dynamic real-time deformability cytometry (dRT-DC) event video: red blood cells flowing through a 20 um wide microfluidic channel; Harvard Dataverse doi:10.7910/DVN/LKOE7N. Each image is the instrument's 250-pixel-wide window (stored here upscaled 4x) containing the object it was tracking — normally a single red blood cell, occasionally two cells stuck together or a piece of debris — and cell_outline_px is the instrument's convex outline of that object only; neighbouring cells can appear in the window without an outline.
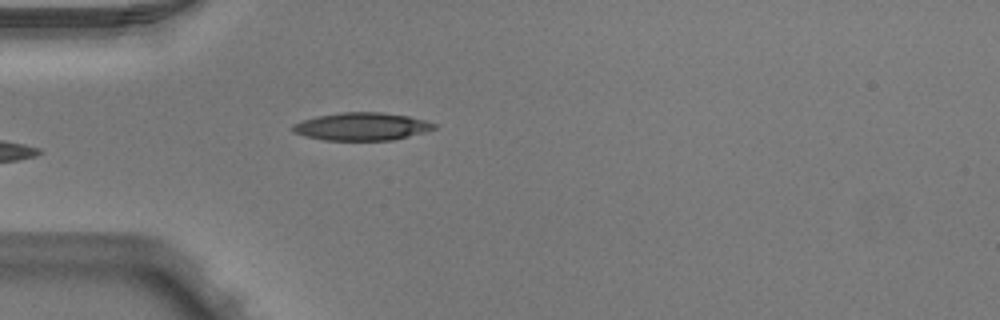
{"species": "Egyptian fruit bat (a non-hibernating species)", "species_latin": "Rousettus aegyptiacus", "temperature_condition": "warm", "stored_images_in_passage": 4, "camera_frame_rate_fps": 3000, "um_per_image_px": 0.085, "animal": {"sex": "male"}, "frame": {"image": 1, "passage_image": 4, "time_ms": 1.0, "image_size_px": [1000, 320], "cell_outline_px": [[440, 124], [436, 128], [424, 132], [392, 140], [324, 140], [304, 136], [292, 132], [292, 124], [316, 116], [340, 112], [380, 112], [408, 116]], "centroid_in_image_um": [30.74, 10.75], "position_along_channel_um": 54.3, "area_um2": 22.95}}